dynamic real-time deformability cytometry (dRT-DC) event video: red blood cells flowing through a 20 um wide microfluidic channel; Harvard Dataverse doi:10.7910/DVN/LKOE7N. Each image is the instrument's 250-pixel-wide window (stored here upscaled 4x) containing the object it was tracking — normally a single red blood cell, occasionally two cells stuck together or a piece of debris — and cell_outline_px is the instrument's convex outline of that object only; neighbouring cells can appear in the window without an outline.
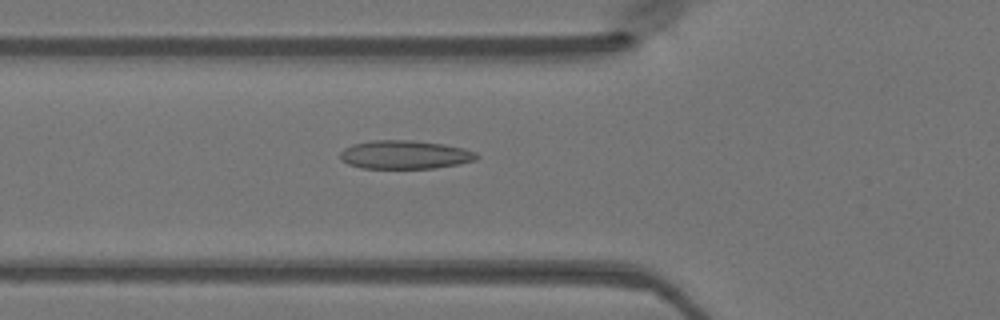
{"species": "Egyptian fruit bat (a non-hibernating species)", "species_latin": "Rousettus aegyptiacus", "temperature_condition": "warm", "stored_images_in_passage": 48, "camera_frame_rate_fps": 3000, "um_per_image_px": 0.085, "animal": {"sex": "female"}, "frame": {"image": 1, "passage_image": 17, "time_ms": 5.333, "image_size_px": [1000, 320], "cell_outline_px": [[480, 156], [476, 160], [456, 164], [432, 168], [364, 168], [348, 164], [340, 160], [340, 152], [344, 148], [352, 144], [372, 140], [412, 140], [444, 144], [464, 148], [476, 152]], "centroid_in_image_um": [34.4, 13.14], "position_along_channel_um": 91.4, "area_um2": 22.72}}
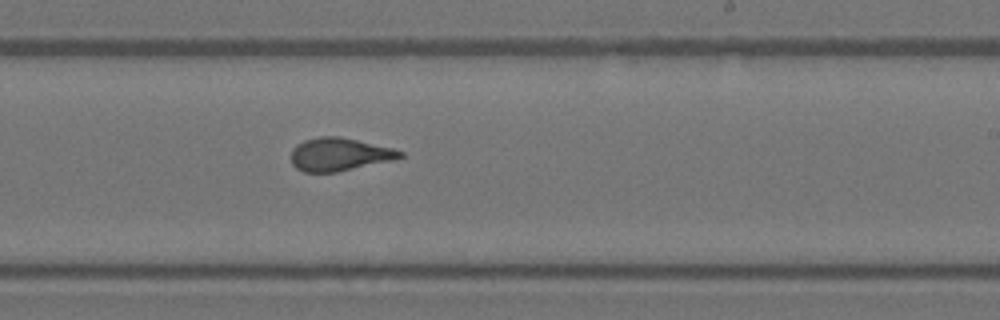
{"frame": {"image": 2, "passage_image": 29, "time_ms": 9.333, "image_size_px": [1000, 320], "cell_outline_px": [[404, 156], [396, 160], [336, 172], [304, 172], [296, 168], [292, 164], [292, 148], [296, 144], [304, 140], [320, 136], [340, 136], [392, 148], [404, 152]], "centroid_in_image_um": [28.86, 13.12], "position_along_channel_um": 260.1, "area_um2": 21.1}}
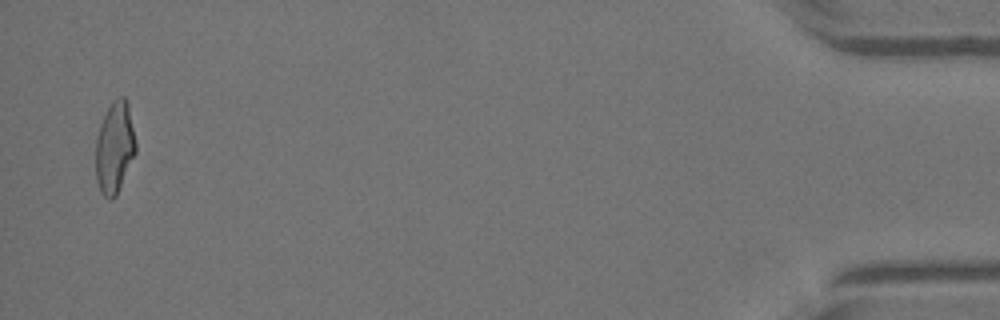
{"frame": {"image": 3, "passage_image": 47, "time_ms": 15.333, "image_size_px": [1000, 320], "cell_outline_px": [[136, 152], [116, 196], [112, 200], [108, 200], [100, 192], [96, 180], [96, 136], [100, 124], [112, 100], [120, 96], [124, 96], [128, 104], [136, 144]], "centroid_in_image_um": [9.73, 12.56], "position_along_channel_um": 425.5, "area_um2": 21.39}}